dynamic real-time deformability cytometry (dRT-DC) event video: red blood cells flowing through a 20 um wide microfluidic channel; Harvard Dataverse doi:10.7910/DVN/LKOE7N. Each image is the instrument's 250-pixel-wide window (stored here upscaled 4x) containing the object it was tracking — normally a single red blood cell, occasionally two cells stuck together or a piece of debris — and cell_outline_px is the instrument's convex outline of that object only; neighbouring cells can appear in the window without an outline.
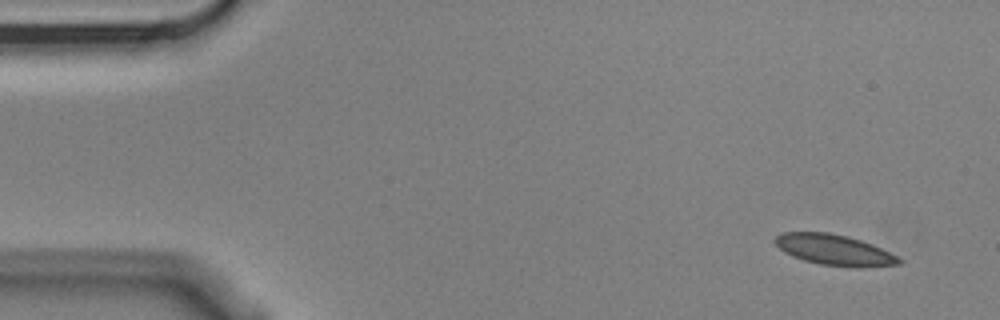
{"species": "Egyptian fruit bat (a non-hibernating species)", "species_latin": "Rousettus aegyptiacus", "temperature_condition": "cold", "stored_images_in_passage": 9, "camera_frame_rate_fps": 3000, "um_per_image_px": 0.085, "animal": {"sex": "male"}, "frame": {"image": 1, "passage_image": 1, "time_ms": 0.0, "image_size_px": [1000, 320], "cell_outline_px": [[904, 260], [900, 264], [860, 268], [856, 268], [820, 264], [804, 260], [792, 256], [784, 252], [772, 240], [780, 232], [828, 232], [848, 236], [872, 244]], "centroid_in_image_um": [70.9, 21.24], "position_along_channel_um": 14.1, "area_um2": 22.25}}
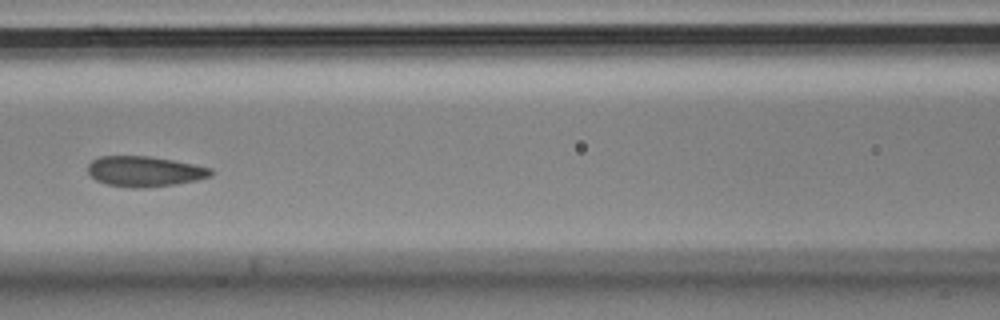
{"frame": {"image": 2, "passage_image": 7, "time_ms": 2.0, "image_size_px": [1000, 320], "cell_outline_px": [[212, 176], [196, 180], [176, 184], [144, 188], [140, 188], [108, 184], [96, 180], [88, 172], [88, 164], [92, 160], [100, 156], [148, 156], [172, 160], [212, 168]], "centroid_in_image_um": [12.3, 14.56], "position_along_channel_um": 154.3, "area_um2": 21.56}}
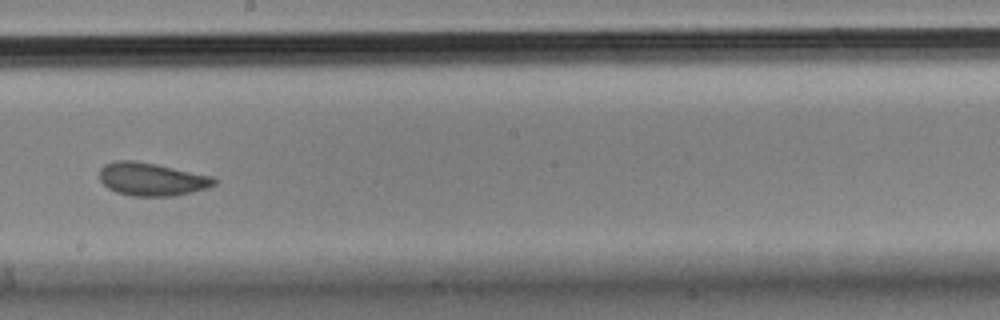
{"frame": {"image": 3, "passage_image": 9, "time_ms": 2.667, "image_size_px": [1000, 320], "cell_outline_px": [[216, 184], [208, 188], [176, 196], [132, 196], [116, 192], [108, 188], [100, 180], [100, 168], [104, 164], [116, 160], [132, 160], [156, 164], [212, 176], [216, 180]], "centroid_in_image_um": [12.89, 15.23], "position_along_channel_um": 235.3, "area_um2": 22.14}}